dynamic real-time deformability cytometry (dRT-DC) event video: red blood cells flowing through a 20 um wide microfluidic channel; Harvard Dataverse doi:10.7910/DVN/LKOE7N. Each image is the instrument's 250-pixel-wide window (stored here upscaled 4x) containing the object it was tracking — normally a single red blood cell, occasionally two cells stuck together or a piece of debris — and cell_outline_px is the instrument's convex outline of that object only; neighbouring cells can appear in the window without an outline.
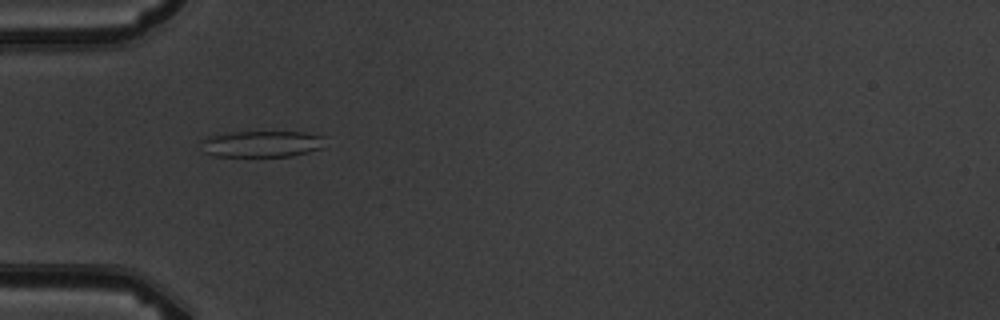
{"species": "common noctule bat (a hibernating species)", "species_latin": "Nyctalus noctula", "temperature_condition": "warm", "stored_images_in_passage": 6, "camera_frame_rate_fps": 3000, "um_per_image_px": 0.085, "animal": {"sex": "male", "body_mass_g": 19.5, "forearm_length_mm": 54.6}, "frame": {"image": 1, "passage_image": 1, "time_ms": 0.0, "image_size_px": [1000, 320], "cell_outline_px": [[324, 136], [320, 148], [308, 152], [292, 156], [212, 156], [204, 152], [200, 140], [208, 136], [232, 132], [304, 132]], "centroid_in_image_um": [22.19, 12.23], "position_along_channel_um": 62.8, "area_um2": 18.96}}
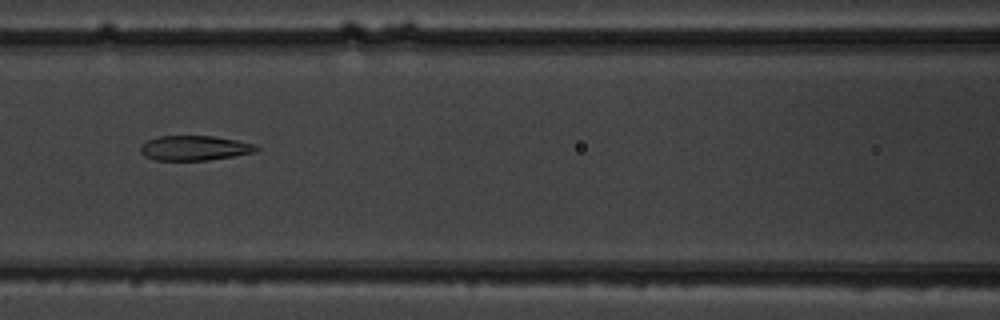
{"frame": {"image": 2, "passage_image": 3, "time_ms": 2.333, "image_size_px": [1000, 320], "cell_outline_px": [[260, 148], [256, 152], [208, 160], [156, 160], [144, 156], [140, 152], [140, 144], [148, 140], [160, 136], [216, 136], [236, 140], [252, 144]], "centroid_in_image_um": [16.5, 12.58], "position_along_channel_um": 150.1, "area_um2": 16.7}}
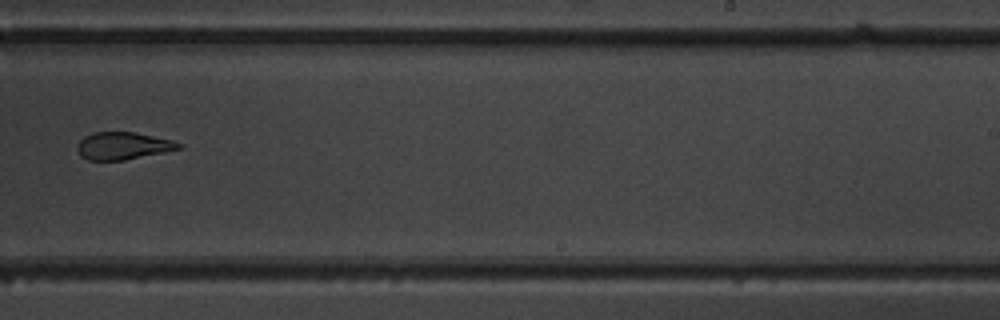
{"frame": {"image": 3, "passage_image": 6, "time_ms": 5.667, "image_size_px": [1000, 320], "cell_outline_px": [[184, 144], [180, 148], [164, 152], [124, 160], [88, 160], [80, 156], [76, 148], [80, 140], [84, 136], [92, 132], [136, 132], [172, 140]], "centroid_in_image_um": [10.43, 12.39], "position_along_channel_um": 278.6, "area_um2": 16.24}}